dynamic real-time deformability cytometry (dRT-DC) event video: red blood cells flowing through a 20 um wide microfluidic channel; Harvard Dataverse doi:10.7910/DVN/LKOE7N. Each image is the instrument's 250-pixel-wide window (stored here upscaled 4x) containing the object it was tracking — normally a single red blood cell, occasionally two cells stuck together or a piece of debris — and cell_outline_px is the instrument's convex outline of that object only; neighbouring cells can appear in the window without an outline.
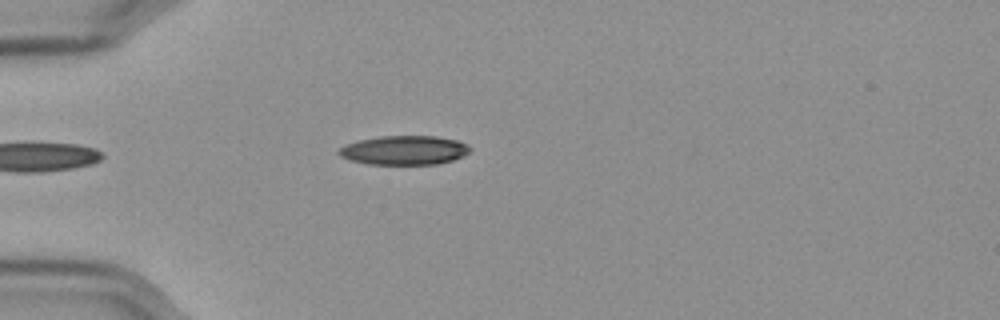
{"species": "Egyptian fruit bat (a non-hibernating species)", "species_latin": "Rousettus aegyptiacus", "temperature_condition": "cold", "stored_images_in_passage": 39, "camera_frame_rate_fps": 3000, "um_per_image_px": 0.085, "frame": {"image": 1, "passage_image": 1, "time_ms": 0.0, "image_size_px": [1000, 320], "cell_outline_px": [[468, 152], [464, 156], [452, 160], [436, 164], [368, 164], [348, 160], [340, 156], [336, 152], [340, 148], [348, 144], [360, 140], [380, 136], [436, 136], [456, 140], [464, 144], [468, 148]], "centroid_in_image_um": [34.31, 12.77], "position_along_channel_um": 50.7, "area_um2": 22.02}}
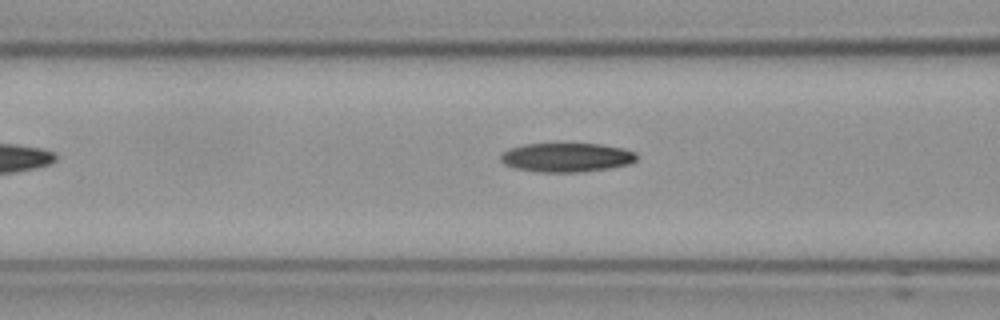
{"frame": {"image": 2, "passage_image": 8, "time_ms": 2.333, "image_size_px": [1000, 320], "cell_outline_px": [[636, 160], [628, 164], [608, 168], [580, 172], [536, 172], [516, 168], [504, 164], [500, 160], [500, 156], [508, 148], [524, 144], [600, 144], [624, 148], [636, 152]], "centroid_in_image_um": [48.14, 13.38], "position_along_channel_um": 118.5, "area_um2": 23.0}}
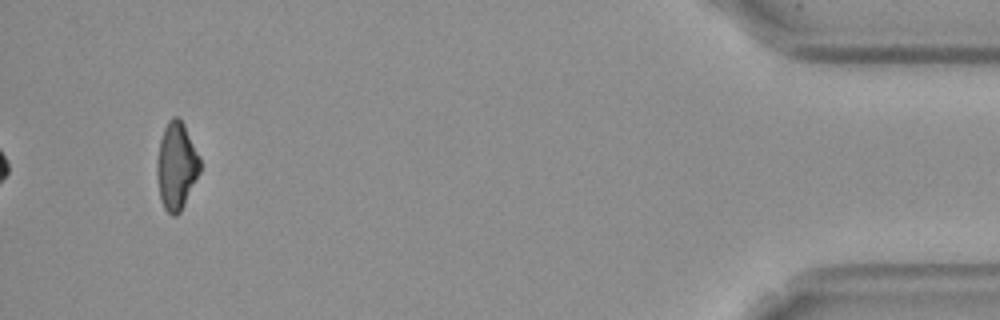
{"frame": {"image": 3, "passage_image": 39, "time_ms": 12.667, "image_size_px": [1000, 320], "cell_outline_px": [[200, 172], [180, 212], [176, 216], [172, 216], [164, 208], [160, 200], [156, 172], [156, 160], [160, 140], [164, 128], [168, 120], [172, 116], [176, 116], [184, 124], [200, 156]], "centroid_in_image_um": [14.98, 14.1], "position_along_channel_um": 420.2, "area_um2": 22.02}}